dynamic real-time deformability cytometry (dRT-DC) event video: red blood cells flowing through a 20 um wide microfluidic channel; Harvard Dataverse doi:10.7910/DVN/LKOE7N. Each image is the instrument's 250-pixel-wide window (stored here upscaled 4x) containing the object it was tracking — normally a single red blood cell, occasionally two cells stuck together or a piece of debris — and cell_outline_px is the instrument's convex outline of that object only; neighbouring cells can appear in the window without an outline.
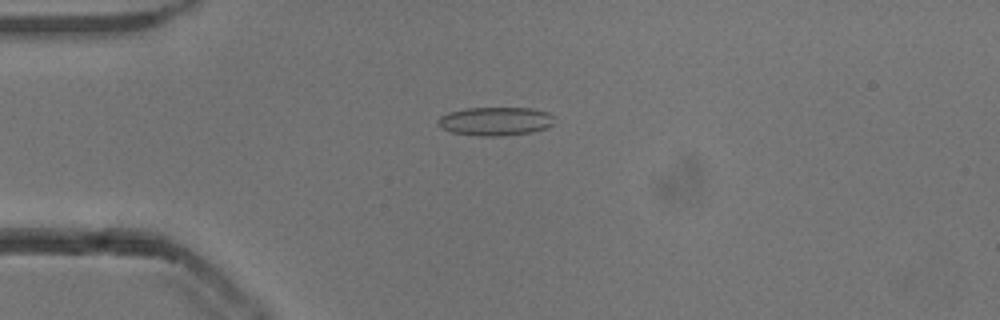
{"species": "common noctule bat (a hibernating species)", "species_latin": "Nyctalus noctula", "temperature_condition": "cold", "stored_images_in_passage": 54, "camera_frame_rate_fps": 3000, "um_per_image_px": 0.085, "animal": {"sex": "male", "body_mass_g": 13.3}, "frame": {"image": 1, "passage_image": 14, "time_ms": 4.333, "image_size_px": [1000, 320], "cell_outline_px": [[552, 124], [548, 128], [532, 132], [504, 136], [480, 136], [452, 132], [440, 128], [436, 124], [436, 120], [440, 116], [448, 112], [468, 108], [532, 108], [548, 112], [552, 116]], "centroid_in_image_um": [42.07, 10.31], "position_along_channel_um": 42.9, "area_um2": 19.54}}
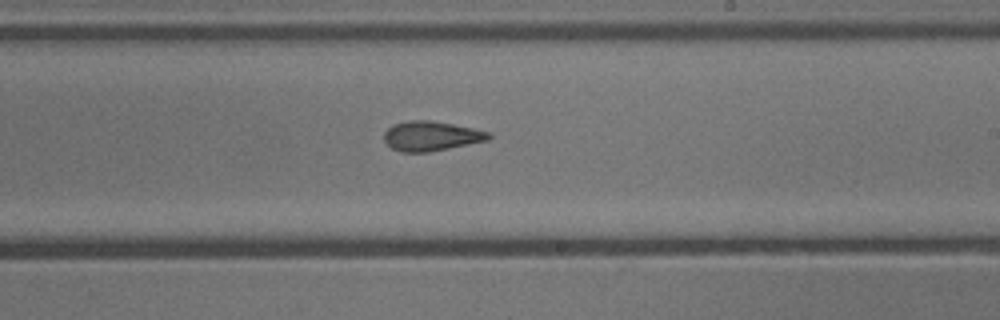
{"frame": {"image": 2, "passage_image": 32, "time_ms": 10.333, "image_size_px": [1000, 320], "cell_outline_px": [[492, 136], [488, 140], [428, 152], [400, 152], [392, 148], [384, 140], [384, 132], [392, 124], [408, 120], [428, 120], [452, 124], [492, 132]], "centroid_in_image_um": [36.64, 11.55], "position_along_channel_um": 252.4, "area_um2": 18.03}}
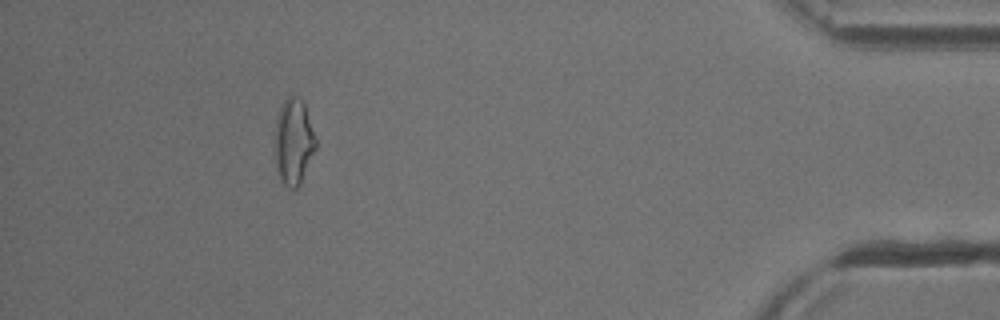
{"frame": {"image": 3, "passage_image": 49, "time_ms": 16.0, "image_size_px": [1000, 320], "cell_outline_px": [[316, 148], [300, 184], [296, 188], [288, 188], [280, 180], [276, 168], [276, 116], [280, 104], [288, 96], [296, 96], [304, 104], [316, 136]], "centroid_in_image_um": [24.96, 12.04], "position_along_channel_um": 410.2, "area_um2": 20.4}}